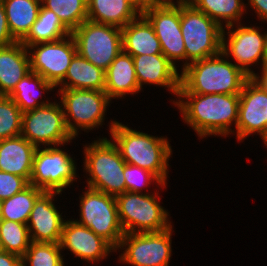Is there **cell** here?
Returning <instances> with one entry per match:
<instances>
[{
	"label": "cell",
	"mask_w": 267,
	"mask_h": 266,
	"mask_svg": "<svg viewBox=\"0 0 267 266\" xmlns=\"http://www.w3.org/2000/svg\"><path fill=\"white\" fill-rule=\"evenodd\" d=\"M173 105L180 110L183 122L198 137L233 135L238 122L239 94H178ZM182 99V100H181ZM235 125L232 129L231 126Z\"/></svg>",
	"instance_id": "cell-1"
},
{
	"label": "cell",
	"mask_w": 267,
	"mask_h": 266,
	"mask_svg": "<svg viewBox=\"0 0 267 266\" xmlns=\"http://www.w3.org/2000/svg\"><path fill=\"white\" fill-rule=\"evenodd\" d=\"M109 134L126 164L139 166L154 173L167 184L169 158L172 148L164 136L143 133L118 121L109 122Z\"/></svg>",
	"instance_id": "cell-2"
},
{
	"label": "cell",
	"mask_w": 267,
	"mask_h": 266,
	"mask_svg": "<svg viewBox=\"0 0 267 266\" xmlns=\"http://www.w3.org/2000/svg\"><path fill=\"white\" fill-rule=\"evenodd\" d=\"M249 78L220 52L183 68L178 94H240Z\"/></svg>",
	"instance_id": "cell-3"
},
{
	"label": "cell",
	"mask_w": 267,
	"mask_h": 266,
	"mask_svg": "<svg viewBox=\"0 0 267 266\" xmlns=\"http://www.w3.org/2000/svg\"><path fill=\"white\" fill-rule=\"evenodd\" d=\"M84 171L87 187L117 196L126 192L125 161L116 145L106 137L84 145Z\"/></svg>",
	"instance_id": "cell-4"
},
{
	"label": "cell",
	"mask_w": 267,
	"mask_h": 266,
	"mask_svg": "<svg viewBox=\"0 0 267 266\" xmlns=\"http://www.w3.org/2000/svg\"><path fill=\"white\" fill-rule=\"evenodd\" d=\"M155 192L126 191L116 196L119 221L125 234L162 232L172 226L169 212L160 205L161 196Z\"/></svg>",
	"instance_id": "cell-5"
},
{
	"label": "cell",
	"mask_w": 267,
	"mask_h": 266,
	"mask_svg": "<svg viewBox=\"0 0 267 266\" xmlns=\"http://www.w3.org/2000/svg\"><path fill=\"white\" fill-rule=\"evenodd\" d=\"M180 26L186 50L185 67L221 52L223 28L189 2H181Z\"/></svg>",
	"instance_id": "cell-6"
},
{
	"label": "cell",
	"mask_w": 267,
	"mask_h": 266,
	"mask_svg": "<svg viewBox=\"0 0 267 266\" xmlns=\"http://www.w3.org/2000/svg\"><path fill=\"white\" fill-rule=\"evenodd\" d=\"M57 93L61 96L59 102L63 107L66 127L74 138L80 130L88 132L103 125L111 102L105 91L58 89Z\"/></svg>",
	"instance_id": "cell-7"
},
{
	"label": "cell",
	"mask_w": 267,
	"mask_h": 266,
	"mask_svg": "<svg viewBox=\"0 0 267 266\" xmlns=\"http://www.w3.org/2000/svg\"><path fill=\"white\" fill-rule=\"evenodd\" d=\"M82 193L80 218L74 221L90 228L116 249L125 234L119 221L116 197L90 187Z\"/></svg>",
	"instance_id": "cell-8"
},
{
	"label": "cell",
	"mask_w": 267,
	"mask_h": 266,
	"mask_svg": "<svg viewBox=\"0 0 267 266\" xmlns=\"http://www.w3.org/2000/svg\"><path fill=\"white\" fill-rule=\"evenodd\" d=\"M77 53L106 71L123 50L121 28L86 20L71 32Z\"/></svg>",
	"instance_id": "cell-9"
},
{
	"label": "cell",
	"mask_w": 267,
	"mask_h": 266,
	"mask_svg": "<svg viewBox=\"0 0 267 266\" xmlns=\"http://www.w3.org/2000/svg\"><path fill=\"white\" fill-rule=\"evenodd\" d=\"M236 25L223 28L221 52L231 56L237 67L253 77L255 73L251 66L260 63L262 69L267 65V31L262 34L258 26Z\"/></svg>",
	"instance_id": "cell-10"
},
{
	"label": "cell",
	"mask_w": 267,
	"mask_h": 266,
	"mask_svg": "<svg viewBox=\"0 0 267 266\" xmlns=\"http://www.w3.org/2000/svg\"><path fill=\"white\" fill-rule=\"evenodd\" d=\"M73 159L59 146L37 147L29 184L43 191L62 193L77 179Z\"/></svg>",
	"instance_id": "cell-11"
},
{
	"label": "cell",
	"mask_w": 267,
	"mask_h": 266,
	"mask_svg": "<svg viewBox=\"0 0 267 266\" xmlns=\"http://www.w3.org/2000/svg\"><path fill=\"white\" fill-rule=\"evenodd\" d=\"M21 135L36 147L64 146L75 139L66 127L63 107L59 102L23 112Z\"/></svg>",
	"instance_id": "cell-12"
},
{
	"label": "cell",
	"mask_w": 267,
	"mask_h": 266,
	"mask_svg": "<svg viewBox=\"0 0 267 266\" xmlns=\"http://www.w3.org/2000/svg\"><path fill=\"white\" fill-rule=\"evenodd\" d=\"M172 231L171 226L162 232L124 234L116 248L124 249L119 261L131 266H169Z\"/></svg>",
	"instance_id": "cell-13"
},
{
	"label": "cell",
	"mask_w": 267,
	"mask_h": 266,
	"mask_svg": "<svg viewBox=\"0 0 267 266\" xmlns=\"http://www.w3.org/2000/svg\"><path fill=\"white\" fill-rule=\"evenodd\" d=\"M177 3V4H176ZM157 2L143 15L154 28L162 54L176 67L182 61L185 68L186 50L181 32V2ZM185 60V61H184Z\"/></svg>",
	"instance_id": "cell-14"
},
{
	"label": "cell",
	"mask_w": 267,
	"mask_h": 266,
	"mask_svg": "<svg viewBox=\"0 0 267 266\" xmlns=\"http://www.w3.org/2000/svg\"><path fill=\"white\" fill-rule=\"evenodd\" d=\"M30 71L52 83L55 87L64 79L72 58L77 53L70 34L53 42H40L27 47Z\"/></svg>",
	"instance_id": "cell-15"
},
{
	"label": "cell",
	"mask_w": 267,
	"mask_h": 266,
	"mask_svg": "<svg viewBox=\"0 0 267 266\" xmlns=\"http://www.w3.org/2000/svg\"><path fill=\"white\" fill-rule=\"evenodd\" d=\"M239 95L237 141L241 142L254 133L262 139L267 133V90L250 77Z\"/></svg>",
	"instance_id": "cell-16"
},
{
	"label": "cell",
	"mask_w": 267,
	"mask_h": 266,
	"mask_svg": "<svg viewBox=\"0 0 267 266\" xmlns=\"http://www.w3.org/2000/svg\"><path fill=\"white\" fill-rule=\"evenodd\" d=\"M61 250H68L75 257L90 263H97L109 256L116 249L103 237L96 235L90 228L74 219L65 220L60 239Z\"/></svg>",
	"instance_id": "cell-17"
},
{
	"label": "cell",
	"mask_w": 267,
	"mask_h": 266,
	"mask_svg": "<svg viewBox=\"0 0 267 266\" xmlns=\"http://www.w3.org/2000/svg\"><path fill=\"white\" fill-rule=\"evenodd\" d=\"M60 194L62 193L44 191L34 202L27 223L32 242H60L65 220L53 202L55 196Z\"/></svg>",
	"instance_id": "cell-18"
},
{
	"label": "cell",
	"mask_w": 267,
	"mask_h": 266,
	"mask_svg": "<svg viewBox=\"0 0 267 266\" xmlns=\"http://www.w3.org/2000/svg\"><path fill=\"white\" fill-rule=\"evenodd\" d=\"M136 78L142 90L144 84L167 87L168 91L178 95L180 74L163 54L133 56Z\"/></svg>",
	"instance_id": "cell-19"
},
{
	"label": "cell",
	"mask_w": 267,
	"mask_h": 266,
	"mask_svg": "<svg viewBox=\"0 0 267 266\" xmlns=\"http://www.w3.org/2000/svg\"><path fill=\"white\" fill-rule=\"evenodd\" d=\"M36 149L22 135L0 140V171L19 175L29 182Z\"/></svg>",
	"instance_id": "cell-20"
},
{
	"label": "cell",
	"mask_w": 267,
	"mask_h": 266,
	"mask_svg": "<svg viewBox=\"0 0 267 266\" xmlns=\"http://www.w3.org/2000/svg\"><path fill=\"white\" fill-rule=\"evenodd\" d=\"M105 93L108 98L122 99L140 93L133 57L123 50L105 71Z\"/></svg>",
	"instance_id": "cell-21"
},
{
	"label": "cell",
	"mask_w": 267,
	"mask_h": 266,
	"mask_svg": "<svg viewBox=\"0 0 267 266\" xmlns=\"http://www.w3.org/2000/svg\"><path fill=\"white\" fill-rule=\"evenodd\" d=\"M29 72L30 58L25 45L15 42L0 47V95L7 96Z\"/></svg>",
	"instance_id": "cell-22"
},
{
	"label": "cell",
	"mask_w": 267,
	"mask_h": 266,
	"mask_svg": "<svg viewBox=\"0 0 267 266\" xmlns=\"http://www.w3.org/2000/svg\"><path fill=\"white\" fill-rule=\"evenodd\" d=\"M123 51L129 55L162 54L160 41L148 19L140 14L121 28Z\"/></svg>",
	"instance_id": "cell-23"
},
{
	"label": "cell",
	"mask_w": 267,
	"mask_h": 266,
	"mask_svg": "<svg viewBox=\"0 0 267 266\" xmlns=\"http://www.w3.org/2000/svg\"><path fill=\"white\" fill-rule=\"evenodd\" d=\"M140 13L128 0H87V20L123 28Z\"/></svg>",
	"instance_id": "cell-24"
},
{
	"label": "cell",
	"mask_w": 267,
	"mask_h": 266,
	"mask_svg": "<svg viewBox=\"0 0 267 266\" xmlns=\"http://www.w3.org/2000/svg\"><path fill=\"white\" fill-rule=\"evenodd\" d=\"M58 89L105 90V71L80 56L74 55Z\"/></svg>",
	"instance_id": "cell-25"
},
{
	"label": "cell",
	"mask_w": 267,
	"mask_h": 266,
	"mask_svg": "<svg viewBox=\"0 0 267 266\" xmlns=\"http://www.w3.org/2000/svg\"><path fill=\"white\" fill-rule=\"evenodd\" d=\"M3 6L10 33L21 42L38 18L41 0H4Z\"/></svg>",
	"instance_id": "cell-26"
},
{
	"label": "cell",
	"mask_w": 267,
	"mask_h": 266,
	"mask_svg": "<svg viewBox=\"0 0 267 266\" xmlns=\"http://www.w3.org/2000/svg\"><path fill=\"white\" fill-rule=\"evenodd\" d=\"M55 88L52 83L30 71L7 96L19 106L22 112H26L51 103L50 100L44 101L43 99L40 102L39 97L42 98L43 92H51Z\"/></svg>",
	"instance_id": "cell-27"
},
{
	"label": "cell",
	"mask_w": 267,
	"mask_h": 266,
	"mask_svg": "<svg viewBox=\"0 0 267 266\" xmlns=\"http://www.w3.org/2000/svg\"><path fill=\"white\" fill-rule=\"evenodd\" d=\"M189 3L222 28L241 23L244 12L247 14L243 0H190Z\"/></svg>",
	"instance_id": "cell-28"
},
{
	"label": "cell",
	"mask_w": 267,
	"mask_h": 266,
	"mask_svg": "<svg viewBox=\"0 0 267 266\" xmlns=\"http://www.w3.org/2000/svg\"><path fill=\"white\" fill-rule=\"evenodd\" d=\"M70 34L71 32L62 24L53 11L41 6L37 20L21 43L28 47L40 42L57 41Z\"/></svg>",
	"instance_id": "cell-29"
},
{
	"label": "cell",
	"mask_w": 267,
	"mask_h": 266,
	"mask_svg": "<svg viewBox=\"0 0 267 266\" xmlns=\"http://www.w3.org/2000/svg\"><path fill=\"white\" fill-rule=\"evenodd\" d=\"M44 191L29 184L21 192L2 201L1 219L27 224L34 202Z\"/></svg>",
	"instance_id": "cell-30"
},
{
	"label": "cell",
	"mask_w": 267,
	"mask_h": 266,
	"mask_svg": "<svg viewBox=\"0 0 267 266\" xmlns=\"http://www.w3.org/2000/svg\"><path fill=\"white\" fill-rule=\"evenodd\" d=\"M41 4L53 11L70 32L87 20V0H41Z\"/></svg>",
	"instance_id": "cell-31"
},
{
	"label": "cell",
	"mask_w": 267,
	"mask_h": 266,
	"mask_svg": "<svg viewBox=\"0 0 267 266\" xmlns=\"http://www.w3.org/2000/svg\"><path fill=\"white\" fill-rule=\"evenodd\" d=\"M1 250L22 257L30 245L27 224L0 219Z\"/></svg>",
	"instance_id": "cell-32"
},
{
	"label": "cell",
	"mask_w": 267,
	"mask_h": 266,
	"mask_svg": "<svg viewBox=\"0 0 267 266\" xmlns=\"http://www.w3.org/2000/svg\"><path fill=\"white\" fill-rule=\"evenodd\" d=\"M59 243L30 242L22 266H65Z\"/></svg>",
	"instance_id": "cell-33"
},
{
	"label": "cell",
	"mask_w": 267,
	"mask_h": 266,
	"mask_svg": "<svg viewBox=\"0 0 267 266\" xmlns=\"http://www.w3.org/2000/svg\"><path fill=\"white\" fill-rule=\"evenodd\" d=\"M22 113L10 97L0 95V140L21 135Z\"/></svg>",
	"instance_id": "cell-34"
},
{
	"label": "cell",
	"mask_w": 267,
	"mask_h": 266,
	"mask_svg": "<svg viewBox=\"0 0 267 266\" xmlns=\"http://www.w3.org/2000/svg\"><path fill=\"white\" fill-rule=\"evenodd\" d=\"M123 173L127 192L145 193V191L143 192V189L145 190V187L148 188L152 182H155V184L157 183L158 188L159 185L164 189L166 187V184H164L154 173L142 169L139 166L126 164Z\"/></svg>",
	"instance_id": "cell-35"
},
{
	"label": "cell",
	"mask_w": 267,
	"mask_h": 266,
	"mask_svg": "<svg viewBox=\"0 0 267 266\" xmlns=\"http://www.w3.org/2000/svg\"><path fill=\"white\" fill-rule=\"evenodd\" d=\"M28 185L29 182L24 177L0 171V200L14 196Z\"/></svg>",
	"instance_id": "cell-36"
},
{
	"label": "cell",
	"mask_w": 267,
	"mask_h": 266,
	"mask_svg": "<svg viewBox=\"0 0 267 266\" xmlns=\"http://www.w3.org/2000/svg\"><path fill=\"white\" fill-rule=\"evenodd\" d=\"M17 42L11 35L3 4H0V47H6Z\"/></svg>",
	"instance_id": "cell-37"
},
{
	"label": "cell",
	"mask_w": 267,
	"mask_h": 266,
	"mask_svg": "<svg viewBox=\"0 0 267 266\" xmlns=\"http://www.w3.org/2000/svg\"><path fill=\"white\" fill-rule=\"evenodd\" d=\"M248 4L255 10L258 19L267 23V0H248Z\"/></svg>",
	"instance_id": "cell-38"
},
{
	"label": "cell",
	"mask_w": 267,
	"mask_h": 266,
	"mask_svg": "<svg viewBox=\"0 0 267 266\" xmlns=\"http://www.w3.org/2000/svg\"><path fill=\"white\" fill-rule=\"evenodd\" d=\"M0 266H22V257L0 250Z\"/></svg>",
	"instance_id": "cell-39"
},
{
	"label": "cell",
	"mask_w": 267,
	"mask_h": 266,
	"mask_svg": "<svg viewBox=\"0 0 267 266\" xmlns=\"http://www.w3.org/2000/svg\"><path fill=\"white\" fill-rule=\"evenodd\" d=\"M133 7L140 13L143 14L147 11L151 6L157 3L156 0H128Z\"/></svg>",
	"instance_id": "cell-40"
},
{
	"label": "cell",
	"mask_w": 267,
	"mask_h": 266,
	"mask_svg": "<svg viewBox=\"0 0 267 266\" xmlns=\"http://www.w3.org/2000/svg\"><path fill=\"white\" fill-rule=\"evenodd\" d=\"M260 71L261 76L258 73H255L253 77L267 90V65Z\"/></svg>",
	"instance_id": "cell-41"
},
{
	"label": "cell",
	"mask_w": 267,
	"mask_h": 266,
	"mask_svg": "<svg viewBox=\"0 0 267 266\" xmlns=\"http://www.w3.org/2000/svg\"><path fill=\"white\" fill-rule=\"evenodd\" d=\"M190 0H176V2H189ZM159 2H171V3H173V2H175V1H173V0H159Z\"/></svg>",
	"instance_id": "cell-42"
},
{
	"label": "cell",
	"mask_w": 267,
	"mask_h": 266,
	"mask_svg": "<svg viewBox=\"0 0 267 266\" xmlns=\"http://www.w3.org/2000/svg\"><path fill=\"white\" fill-rule=\"evenodd\" d=\"M263 142H264V145L266 146L267 148V133L266 135L262 138Z\"/></svg>",
	"instance_id": "cell-43"
},
{
	"label": "cell",
	"mask_w": 267,
	"mask_h": 266,
	"mask_svg": "<svg viewBox=\"0 0 267 266\" xmlns=\"http://www.w3.org/2000/svg\"><path fill=\"white\" fill-rule=\"evenodd\" d=\"M1 207H2V200H0V219H1Z\"/></svg>",
	"instance_id": "cell-44"
}]
</instances>
